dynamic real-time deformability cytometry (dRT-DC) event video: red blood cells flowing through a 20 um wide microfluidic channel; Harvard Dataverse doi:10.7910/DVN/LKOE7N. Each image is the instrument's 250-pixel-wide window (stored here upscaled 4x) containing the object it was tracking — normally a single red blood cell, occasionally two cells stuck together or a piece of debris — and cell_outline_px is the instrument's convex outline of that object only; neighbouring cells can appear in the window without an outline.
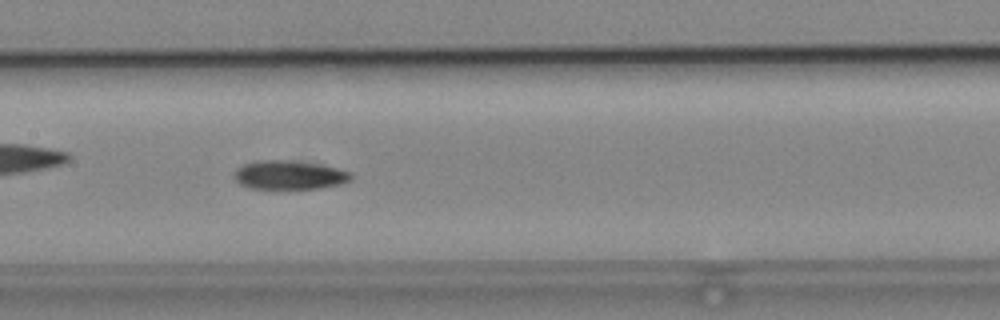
{"species": "common noctule bat (a hibernating species)", "species_latin": "Nyctalus noctula", "temperature_condition": "cold", "stored_images_in_passage": 12, "camera_frame_rate_fps": 3000, "um_per_image_px": 0.085, "animal": {"sex": "male", "body_mass_g": 19.2, "forearm_length_mm": 51.8}, "frame": {"image": 1, "passage_image": 6, "time_ms": 6.333, "image_size_px": [1000, 320], "cell_outline_px": [[352, 180], [340, 184], [316, 188], [248, 188], [240, 184], [236, 180], [232, 172], [236, 168], [244, 164], [256, 160], [288, 160], [316, 164], [336, 168], [348, 172], [352, 176]], "centroid_in_image_um": [24.52, 14.87], "position_along_channel_um": 182.9, "area_um2": 19.42}}
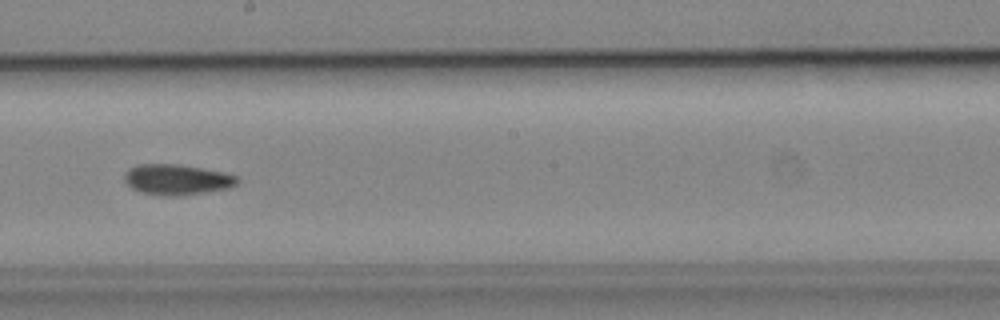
{"frame": {"image": 2, "passage_image": 7, "time_ms": 7.667, "image_size_px": [1000, 320], "cell_outline_px": [[240, 180], [236, 184], [228, 188], [184, 196], [160, 196], [140, 192], [132, 188], [124, 180], [124, 176], [128, 168], [136, 164], [176, 164], [224, 172], [236, 176]], "centroid_in_image_um": [15.01, 15.27], "position_along_channel_um": 233.2, "area_um2": 20.23}, "authors_computed_cell_mechanics": {"area_um2": 19.6231, "velocity_mm_per_s": 3.7943, "shape_relaxation_time_tau1_ms": null, "shape_relaxation_time_tau2_ms": 4.9626, "deformation_change_tau1": null, "deformation_change_tau2": 0.1012}}